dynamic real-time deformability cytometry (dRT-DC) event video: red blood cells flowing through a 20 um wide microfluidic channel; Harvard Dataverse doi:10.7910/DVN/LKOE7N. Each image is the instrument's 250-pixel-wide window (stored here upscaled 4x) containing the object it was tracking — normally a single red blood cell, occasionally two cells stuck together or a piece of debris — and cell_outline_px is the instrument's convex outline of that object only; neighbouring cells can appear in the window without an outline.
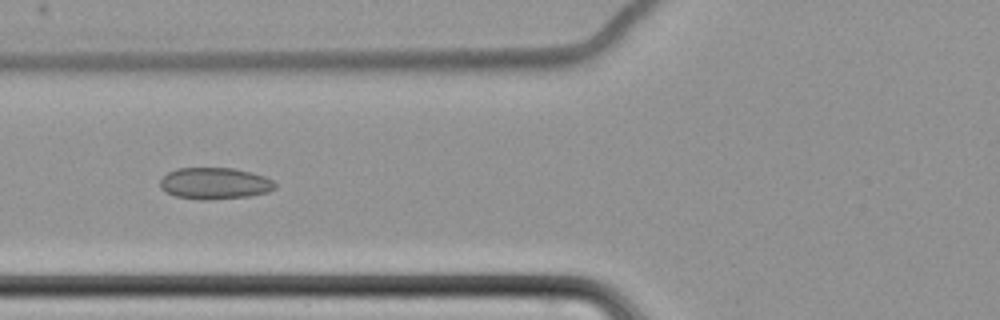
{"species": "common noctule bat (a hibernating species)", "species_latin": "Nyctalus noctula", "temperature_condition": "cold", "stored_images_in_passage": 65, "camera_frame_rate_fps": 3000, "um_per_image_px": 0.085, "animal": {"sex": "female", "body_mass_g": 22.7, "forearm_length_mm": 54.2}, "frame": {"image": 1, "passage_image": 29, "time_ms": 9.333, "image_size_px": [1000, 320], "cell_outline_px": [[276, 188], [268, 192], [248, 196], [204, 200], [200, 200], [176, 196], [160, 188], [160, 180], [168, 172], [176, 168], [232, 168], [252, 172], [264, 176], [272, 180], [276, 184]], "centroid_in_image_um": [18.26, 15.58], "position_along_channel_um": 107.5, "area_um2": 21.1}}
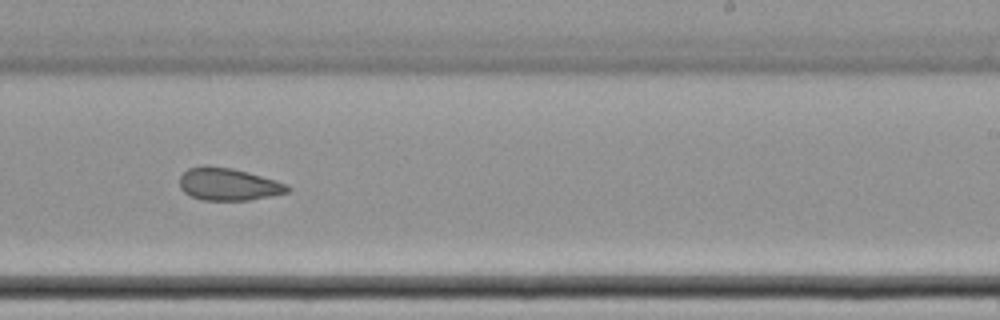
{"frame": {"image": 2, "passage_image": 43, "time_ms": 14.0, "image_size_px": [1000, 320], "cell_outline_px": [[292, 188], [288, 192], [248, 200], [204, 200], [192, 196], [184, 192], [180, 188], [180, 176], [188, 168], [204, 164], [208, 164], [232, 168], [248, 172], [276, 180], [288, 184]], "centroid_in_image_um": [19.4, 15.64], "position_along_channel_um": 269.6, "area_um2": 20.52}}
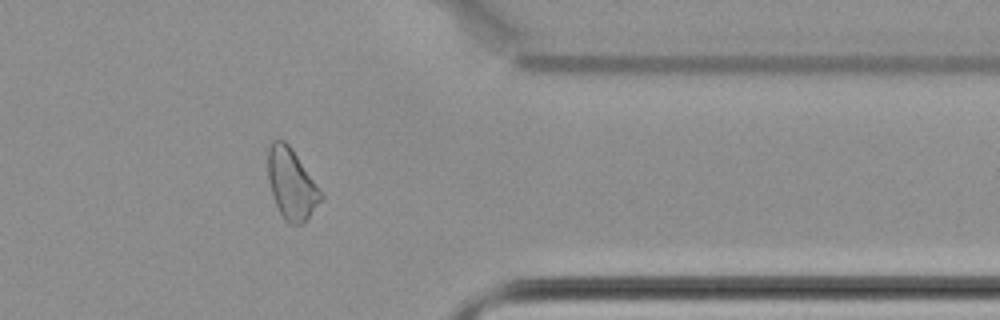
{"frame": {"image": 3, "passage_image": 54, "time_ms": 17.667, "image_size_px": [1000, 320], "cell_outline_px": [[324, 196], [304, 224], [288, 224], [284, 220], [276, 204], [272, 192], [268, 176], [268, 148], [272, 140], [284, 140], [292, 148], [324, 192]], "centroid_in_image_um": [24.81, 15.63], "position_along_channel_um": 386.6, "area_um2": 22.02}, "authors_computed_cell_mechanics": {"area_um2": 22.4842, "velocity_mm_per_s": 3.4766, "shape_relaxation_time_tau1_ms": null, "shape_relaxation_time_tau2_ms": 3.6242, "deformation_change_tau1": null, "deformation_change_tau2": 0.0835}}